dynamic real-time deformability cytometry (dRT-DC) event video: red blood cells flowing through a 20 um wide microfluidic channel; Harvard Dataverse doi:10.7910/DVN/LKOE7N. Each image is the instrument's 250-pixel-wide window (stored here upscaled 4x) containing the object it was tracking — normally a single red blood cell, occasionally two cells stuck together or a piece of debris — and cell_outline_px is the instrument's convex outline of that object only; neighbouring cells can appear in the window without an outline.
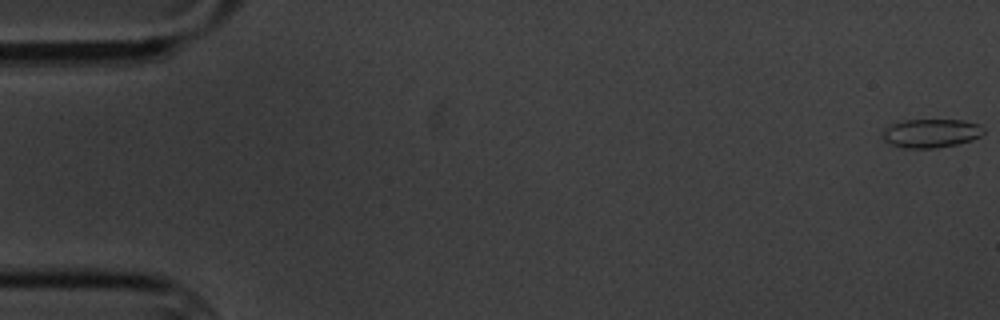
{"species": "common noctule bat (a hibernating species)", "species_latin": "Nyctalus noctula", "temperature_condition": "cold", "stored_images_in_passage": 6, "camera_frame_rate_fps": 3000, "um_per_image_px": 0.085, "animal": {"sex": "male", "body_mass_g": 20.1, "forearm_length_mm": 53.5}, "frame": {"image": 1, "passage_image": 1, "time_ms": 0.0, "image_size_px": [1000, 320], "cell_outline_px": [[984, 132], [980, 136], [972, 140], [956, 144], [936, 148], [904, 148], [892, 144], [884, 140], [880, 132], [884, 128], [892, 124], [904, 120], [964, 120], [980, 124], [984, 128]], "centroid_in_image_um": [79.13, 11.32], "position_along_channel_um": 5.9, "area_um2": 16.99}}
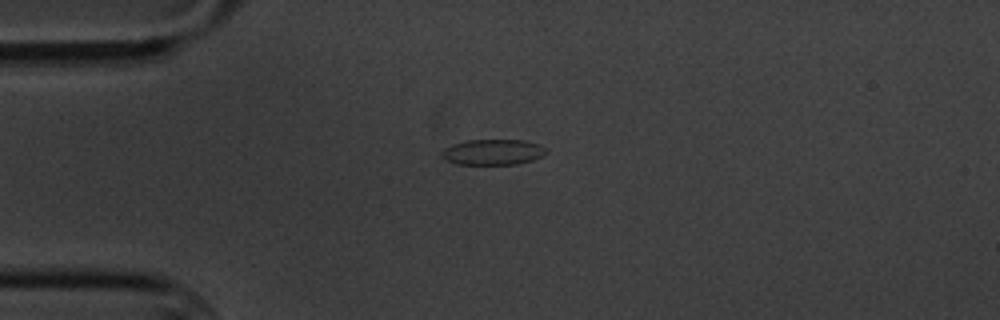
{"frame": {"image": 2, "passage_image": 5, "time_ms": 4.667, "image_size_px": [1000, 320], "cell_outline_px": [[548, 152], [532, 160], [516, 164], [456, 164], [444, 160], [440, 156], [440, 152], [444, 148], [452, 144], [468, 140], [524, 140], [540, 144]], "centroid_in_image_um": [41.84, 12.92], "position_along_channel_um": 43.2, "area_um2": 15.66}}